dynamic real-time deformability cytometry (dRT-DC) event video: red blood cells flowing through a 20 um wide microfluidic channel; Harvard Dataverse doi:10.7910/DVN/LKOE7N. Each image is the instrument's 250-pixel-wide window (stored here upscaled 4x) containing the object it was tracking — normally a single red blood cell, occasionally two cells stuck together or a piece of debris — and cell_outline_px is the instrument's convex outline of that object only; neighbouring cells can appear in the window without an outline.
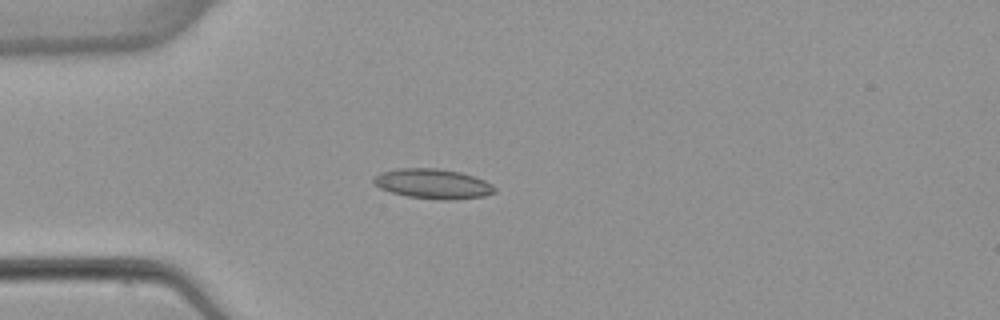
{"species": "common noctule bat (a hibernating species)", "species_latin": "Nyctalus noctula", "temperature_condition": "warm", "stored_images_in_passage": 5, "camera_frame_rate_fps": 3000, "um_per_image_px": 0.085, "animal": {"sex": "female", "body_mass_g": 22.7, "forearm_length_mm": 54.2}, "frame": {"image": 1, "passage_image": 5, "time_ms": 4.667, "image_size_px": [1000, 320], "cell_outline_px": [[496, 192], [484, 196], [448, 200], [440, 200], [408, 196], [392, 192], [380, 188], [372, 180], [372, 176], [380, 172], [396, 168], [436, 168], [460, 172], [484, 180], [492, 184], [496, 188]], "centroid_in_image_um": [36.78, 15.61], "position_along_channel_um": 48.2, "area_um2": 21.04}}